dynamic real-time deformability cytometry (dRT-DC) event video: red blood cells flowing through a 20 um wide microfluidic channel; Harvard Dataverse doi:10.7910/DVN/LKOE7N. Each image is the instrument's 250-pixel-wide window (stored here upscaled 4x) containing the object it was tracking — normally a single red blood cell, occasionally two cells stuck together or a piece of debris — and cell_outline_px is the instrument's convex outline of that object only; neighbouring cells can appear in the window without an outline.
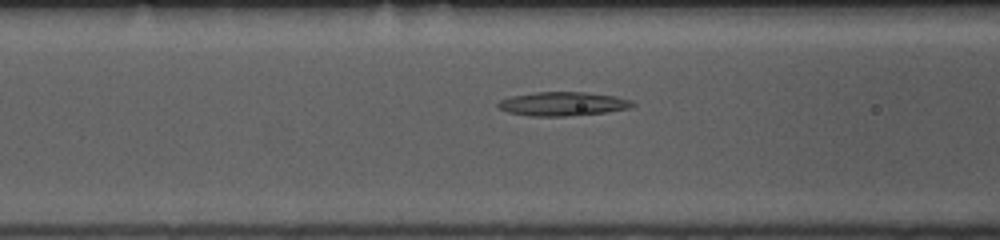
{"species": "common noctule bat (a hibernating species)", "species_latin": "Nyctalus noctula", "temperature_condition": "room temperature", "stored_images_in_passage": 42, "camera_frame_rate_fps": 3000, "um_per_image_px": 0.085, "animal": {"sex": "female", "body_mass_g": 10.0, "forearm_length_mm": 53.1}, "frame": {"image": 1, "passage_image": 10, "time_ms": 3.0, "image_size_px": [1000, 240], "cell_outline_px": [[636, 104], [632, 108], [604, 112], [564, 116], [528, 116], [508, 112], [500, 108], [496, 104], [500, 100], [512, 96], [536, 92], [584, 92], [616, 96], [632, 100]], "centroid_in_image_um": [47.86, 8.82], "position_along_channel_um": 118.7, "area_um2": 18.67}}
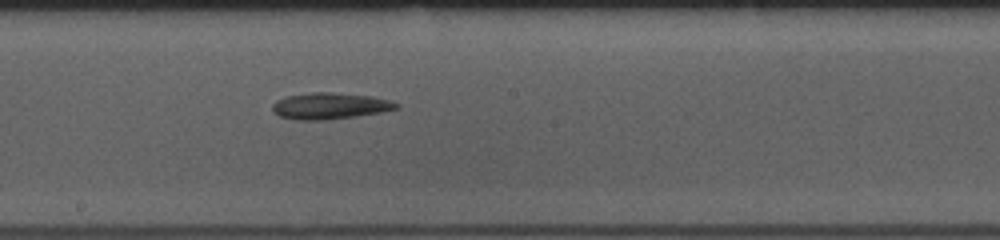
{"frame": {"image": 2, "passage_image": 18, "time_ms": 5.667, "image_size_px": [1000, 240], "cell_outline_px": [[400, 108], [380, 112], [356, 116], [324, 120], [296, 120], [280, 116], [272, 112], [272, 104], [276, 100], [284, 96], [312, 92], [332, 92], [372, 96], [388, 100], [400, 104]], "centroid_in_image_um": [28.0, 9.0], "position_along_channel_um": 220.2, "area_um2": 19.19}}
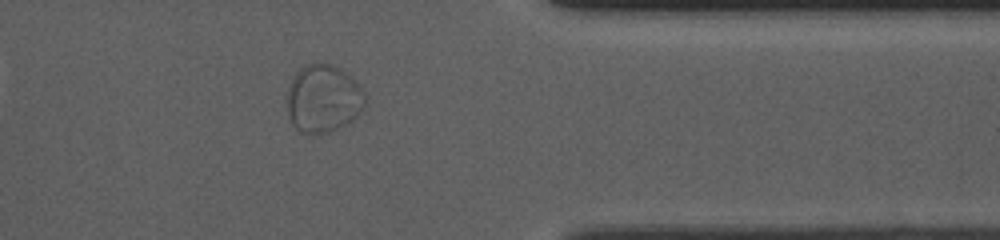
{"frame": {"image": 3, "passage_image": 32, "time_ms": 10.333, "image_size_px": [1000, 240], "cell_outline_px": [[364, 108], [352, 120], [328, 132], [300, 132], [292, 124], [288, 112], [288, 84], [296, 72], [300, 68], [316, 60], [320, 60], [332, 64], [340, 68], [352, 76], [364, 92]], "centroid_in_image_um": [27.47, 8.31], "position_along_channel_um": 383.9, "area_um2": 30.87}}